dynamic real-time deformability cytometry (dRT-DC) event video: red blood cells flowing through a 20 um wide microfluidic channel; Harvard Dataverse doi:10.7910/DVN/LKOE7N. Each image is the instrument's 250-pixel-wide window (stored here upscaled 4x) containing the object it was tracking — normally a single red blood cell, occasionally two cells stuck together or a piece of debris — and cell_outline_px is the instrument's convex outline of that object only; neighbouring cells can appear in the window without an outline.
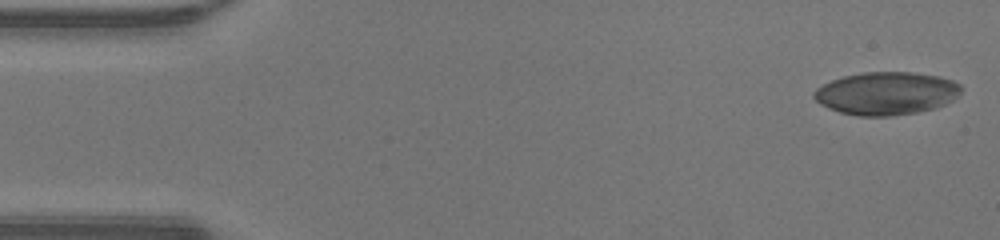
{"species": "human", "species_latin": "Homo sapiens", "temperature_condition": "warm", "stored_images_in_passage": 47, "camera_frame_rate_fps": 3000, "um_per_image_px": 0.085, "donor": {"sex": "male"}, "frame": {"image": 1, "passage_image": 1, "time_ms": 0.0, "image_size_px": [1000, 240], "cell_outline_px": [[960, 92], [952, 100], [936, 108], [916, 112], [888, 116], [860, 116], [840, 112], [828, 108], [820, 104], [812, 96], [812, 92], [816, 88], [832, 80], [844, 76], [864, 72], [912, 72], [940, 76], [952, 80], [960, 84]], "centroid_in_image_um": [75.32, 7.93], "position_along_channel_um": 9.7, "area_um2": 36.7}}
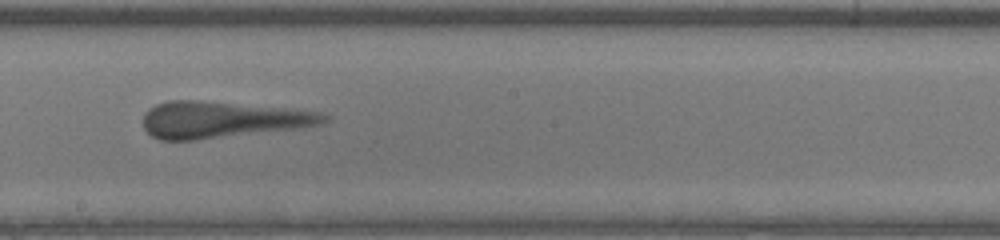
{"frame": {"image": 2, "passage_image": 26, "time_ms": 8.333, "image_size_px": [1000, 240], "cell_outline_px": [[328, 120], [324, 124], [300, 128], [196, 140], [160, 140], [152, 136], [144, 128], [144, 112], [148, 108], [156, 104], [168, 100], [196, 100], [284, 108], [320, 112], [328, 116]], "centroid_in_image_um": [18.86, 10.17], "position_along_channel_um": 229.3, "area_um2": 38.38}}
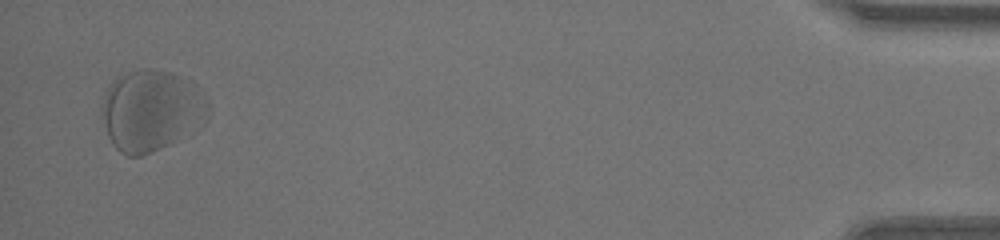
{"frame": {"image": 3, "passage_image": 46, "time_ms": 15.0, "image_size_px": [1000, 240], "cell_outline_px": [[208, 120], [196, 132], [160, 148], [140, 156], [128, 156], [120, 152], [112, 144], [108, 136], [100, 116], [100, 108], [104, 96], [108, 88], [120, 76], [128, 72], [144, 68], [148, 68], [172, 72], [208, 100]], "centroid_in_image_um": [12.83, 9.44], "position_along_channel_um": 422.4, "area_um2": 50.05}, "authors_computed_cell_mechanics": {"area_um2": 38.2058, "velocity_mm_per_s": 4.2754, "shape_relaxation_time_tau1_ms": 1.8095, "shape_relaxation_time_tau2_ms": 1.5629, "deformation_change_tau1": 0.0294, "deformation_change_tau2": 0.1613}}